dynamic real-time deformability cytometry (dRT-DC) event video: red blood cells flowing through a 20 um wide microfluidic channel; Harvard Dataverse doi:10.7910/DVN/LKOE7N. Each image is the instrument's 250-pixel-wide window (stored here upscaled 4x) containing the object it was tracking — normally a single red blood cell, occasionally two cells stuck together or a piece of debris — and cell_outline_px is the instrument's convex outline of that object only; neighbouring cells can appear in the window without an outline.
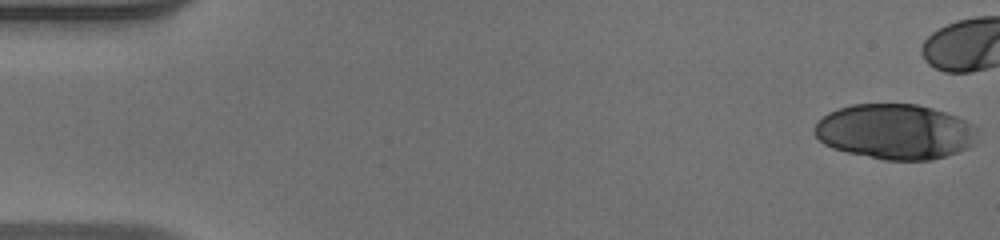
{"species": "human", "species_latin": "Homo sapiens", "temperature_condition": "warm", "stored_images_in_passage": 15, "camera_frame_rate_fps": 3000, "um_per_image_px": 0.085, "donor": {"sex": "male"}, "frame": {"image": 1, "passage_image": 1, "time_ms": 0.0, "image_size_px": [1000, 240], "cell_outline_px": [[980, 128], [976, 140], [968, 148], [932, 160], [884, 160], [848, 152], [832, 148], [824, 144], [816, 136], [816, 124], [828, 112], [836, 108], [852, 104], [916, 104], [932, 108], [956, 116]], "centroid_in_image_um": [76.12, 11.19], "position_along_channel_um": 8.9, "area_um2": 52.42}}